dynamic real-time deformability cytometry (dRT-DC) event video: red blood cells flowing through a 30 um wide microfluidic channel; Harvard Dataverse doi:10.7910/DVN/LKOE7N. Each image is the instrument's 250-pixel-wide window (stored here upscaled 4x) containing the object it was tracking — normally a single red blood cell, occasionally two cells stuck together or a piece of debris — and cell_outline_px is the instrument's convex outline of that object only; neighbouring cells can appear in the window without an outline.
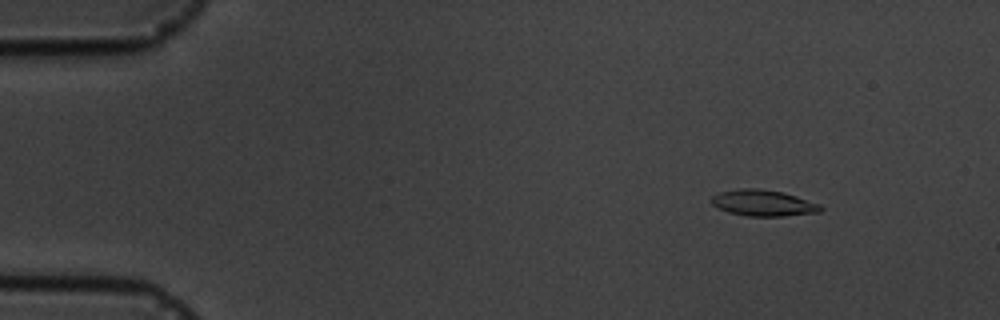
{"species": "common noctule bat (a hibernating species)", "species_latin": "Nyctalus noctula", "temperature_condition": "cold", "stored_images_in_passage": 5, "camera_frame_rate_fps": 3000, "um_per_image_px": 0.085, "animal": {"sex": "male", "body_mass_g": 19.5, "forearm_length_mm": 54.6}, "frame": {"image": 1, "passage_image": 2, "time_ms": 1.0, "image_size_px": [1000, 320], "cell_outline_px": [[824, 208], [820, 212], [784, 216], [748, 216], [728, 212], [712, 204], [712, 196], [720, 192], [740, 188], [756, 188], [784, 192], [820, 204]], "centroid_in_image_um": [64.9, 17.25], "position_along_channel_um": 20.1, "area_um2": 16.59}}
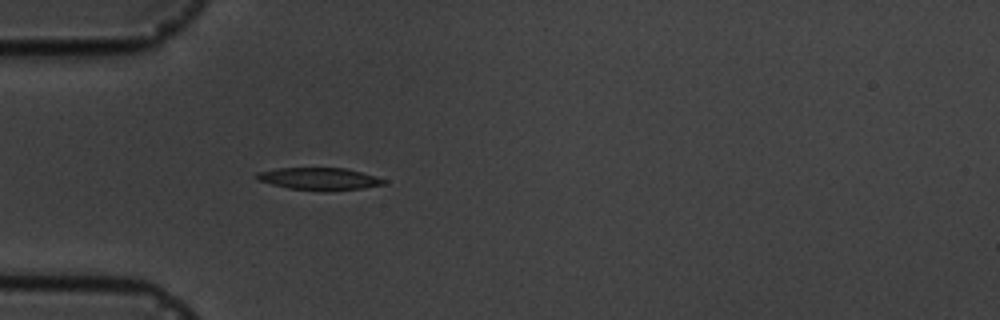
{"frame": {"image": 2, "passage_image": 5, "time_ms": 4.333, "image_size_px": [1000, 320], "cell_outline_px": [[388, 184], [364, 188], [288, 188], [272, 184], [260, 180], [252, 176], [256, 172], [276, 168], [344, 168], [376, 176], [388, 180]], "centroid_in_image_um": [27.13, 15.15], "position_along_channel_um": 57.9, "area_um2": 15.72}}